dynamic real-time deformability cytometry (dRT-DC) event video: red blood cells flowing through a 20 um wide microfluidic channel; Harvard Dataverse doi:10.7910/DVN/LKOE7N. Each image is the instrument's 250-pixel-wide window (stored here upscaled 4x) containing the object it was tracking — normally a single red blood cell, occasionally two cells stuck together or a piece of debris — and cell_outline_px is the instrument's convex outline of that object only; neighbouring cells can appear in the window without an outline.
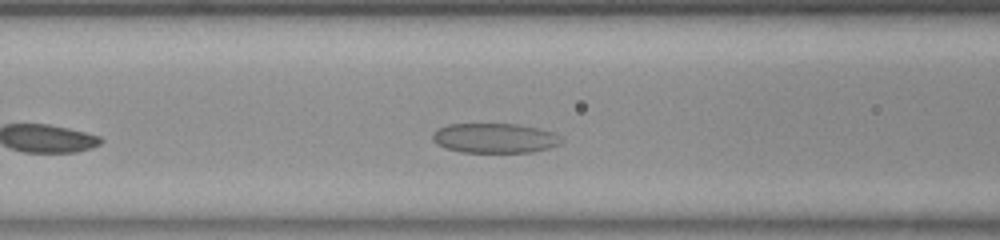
{"species": "common noctule bat (a hibernating species)", "species_latin": "Nyctalus noctula", "temperature_condition": "room temperature", "stored_images_in_passage": 33, "camera_frame_rate_fps": 3000, "um_per_image_px": 0.085, "animal": {"sex": "female", "body_mass_g": 23.0, "forearm_length_mm": 53.4}, "frame": {"image": 1, "passage_image": 8, "time_ms": 2.333, "image_size_px": [1000, 240], "cell_outline_px": [[556, 144], [548, 148], [532, 152], [464, 152], [448, 148], [440, 144], [432, 136], [440, 128], [448, 124], [516, 124], [536, 128], [548, 132], [556, 136]], "centroid_in_image_um": [41.99, 11.74], "position_along_channel_um": 124.6, "area_um2": 21.27}}
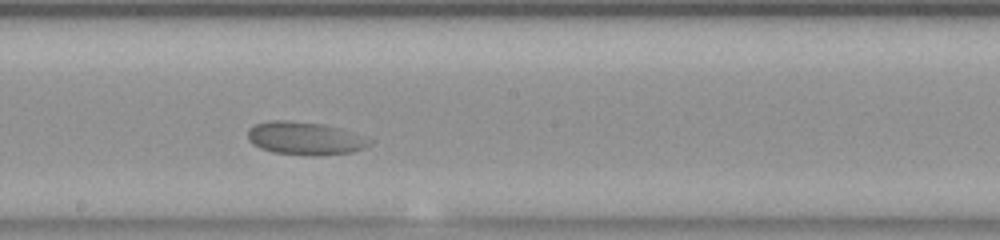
{"frame": {"image": 2, "passage_image": 16, "time_ms": 5.0, "image_size_px": [1000, 240], "cell_outline_px": [[368, 144], [352, 152], [316, 156], [312, 156], [272, 152], [260, 148], [248, 136], [248, 132], [256, 124], [272, 120], [288, 120], [320, 124], [336, 128]], "centroid_in_image_um": [25.73, 11.77], "position_along_channel_um": 222.5, "area_um2": 21.91}}
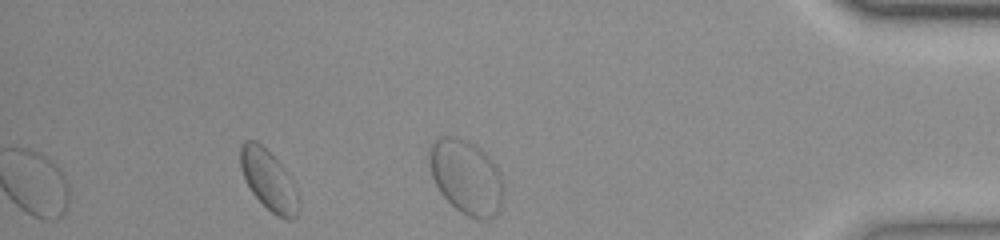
{"frame": {"image": 3, "passage_image": 33, "time_ms": 10.667, "image_size_px": [1000, 240], "cell_outline_px": [[300, 208], [296, 216], [292, 220], [288, 220], [276, 216], [252, 192], [244, 176], [240, 164], [240, 148], [244, 140], [256, 140], [284, 168]], "centroid_in_image_um": [22.79, 15.32], "position_along_channel_um": 412.4, "area_um2": 19.42}}